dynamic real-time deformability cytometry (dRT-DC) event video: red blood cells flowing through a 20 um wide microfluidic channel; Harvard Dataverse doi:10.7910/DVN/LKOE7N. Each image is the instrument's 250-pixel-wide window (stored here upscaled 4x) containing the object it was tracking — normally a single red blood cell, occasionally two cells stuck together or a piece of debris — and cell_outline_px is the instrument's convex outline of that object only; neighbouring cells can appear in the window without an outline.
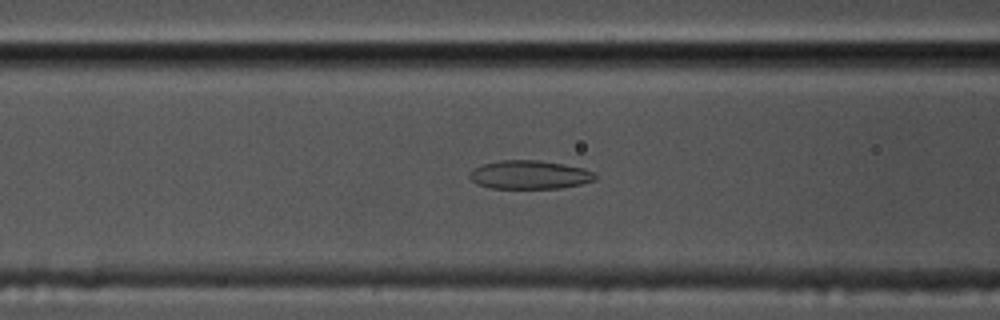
{"species": "common noctule bat (a hibernating species)", "species_latin": "Nyctalus noctula", "temperature_condition": "cold", "stored_images_in_passage": 52, "camera_frame_rate_fps": 3000, "um_per_image_px": 0.085, "animal": {"sex": "male", "body_mass_g": 17.5, "forearm_length_mm": 52.3}, "frame": {"image": 1, "passage_image": 22, "time_ms": 7.0, "image_size_px": [1000, 320], "cell_outline_px": [[596, 180], [580, 184], [560, 188], [492, 188], [476, 184], [468, 176], [468, 172], [472, 168], [480, 164], [500, 160], [540, 160], [584, 168], [596, 172]], "centroid_in_image_um": [44.98, 14.84], "position_along_channel_um": 121.6, "area_um2": 21.15}}
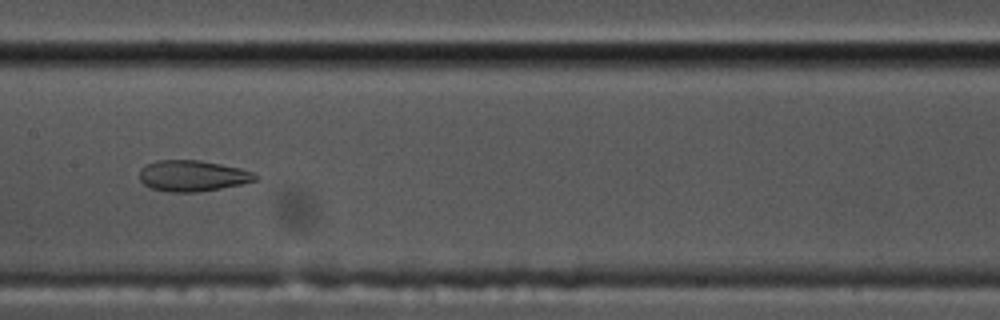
{"frame": {"image": 2, "passage_image": 28, "time_ms": 9.0, "image_size_px": [1000, 320], "cell_outline_px": [[260, 176], [256, 180], [240, 184], [220, 188], [196, 192], [172, 192], [152, 188], [144, 184], [140, 180], [140, 168], [156, 160], [200, 160], [240, 168], [252, 172]], "centroid_in_image_um": [16.36, 14.94], "position_along_channel_um": 191.0, "area_um2": 20.75}}
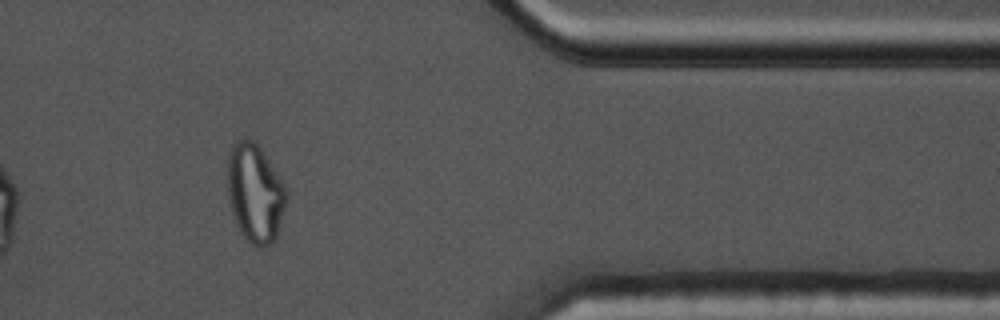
{"frame": {"image": 3, "passage_image": 47, "time_ms": 15.333, "image_size_px": [1000, 320], "cell_outline_px": [[288, 200], [280, 232], [276, 240], [272, 244], [264, 248], [260, 248], [252, 244], [240, 232], [232, 216], [228, 200], [228, 152], [232, 144], [240, 140], [252, 140], [260, 148], [284, 184], [288, 192]], "centroid_in_image_um": [21.71, 16.5], "position_along_channel_um": 389.7, "area_um2": 34.33}, "authors_computed_cell_mechanics": {"area_um2": 22.4553, "velocity_mm_per_s": 3.472, "shape_relaxation_time_tau1_ms": null, "shape_relaxation_time_tau2_ms": 1.9046, "deformation_change_tau1": null, "deformation_change_tau2": 0.0841}}